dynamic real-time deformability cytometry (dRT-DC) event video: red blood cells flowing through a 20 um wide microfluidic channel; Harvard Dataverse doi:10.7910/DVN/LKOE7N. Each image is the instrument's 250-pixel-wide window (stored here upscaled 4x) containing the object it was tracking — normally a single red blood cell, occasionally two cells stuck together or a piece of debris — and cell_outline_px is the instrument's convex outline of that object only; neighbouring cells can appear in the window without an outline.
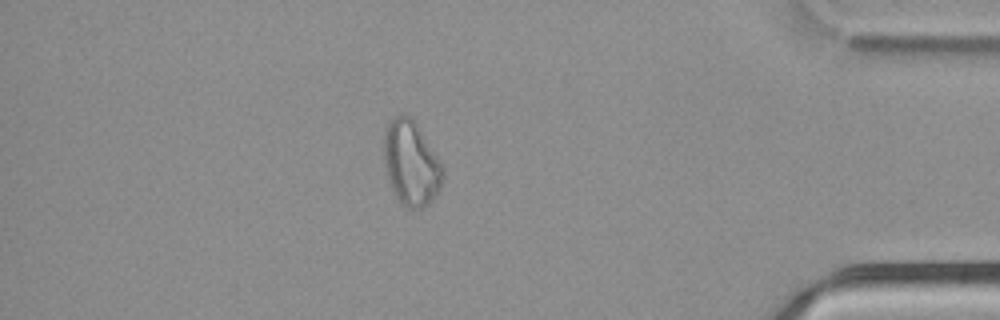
{"species": "common noctule bat (a hibernating species)", "species_latin": "Nyctalus noctula", "temperature_condition": "cold", "stored_images_in_passage": 32, "camera_frame_rate_fps": 3000, "um_per_image_px": 0.085, "animal": {"sex": "male", "body_mass_g": 21.5, "forearm_length_mm": 52.0}, "frame": {"image": 1, "passage_image": 28, "time_ms": 9.0, "image_size_px": [1000, 320], "cell_outline_px": [[444, 176], [440, 188], [436, 196], [424, 208], [408, 208], [400, 204], [388, 184], [384, 164], [384, 128], [388, 120], [400, 112], [404, 112], [412, 116], [420, 128], [440, 160], [444, 168]], "centroid_in_image_um": [34.92, 13.84], "position_along_channel_um": 400.3, "area_um2": 30.06}}